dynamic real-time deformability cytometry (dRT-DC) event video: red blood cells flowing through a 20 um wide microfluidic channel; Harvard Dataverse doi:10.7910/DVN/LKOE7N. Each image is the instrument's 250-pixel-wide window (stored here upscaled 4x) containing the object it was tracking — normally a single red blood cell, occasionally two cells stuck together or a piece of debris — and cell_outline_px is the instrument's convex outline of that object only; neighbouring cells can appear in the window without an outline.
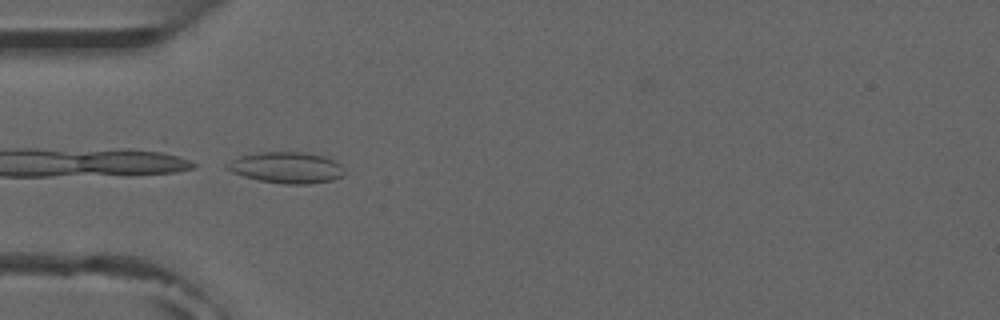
{"species": "common noctule bat (a hibernating species)", "species_latin": "Nyctalus noctula", "temperature_condition": "room temperature", "stored_images_in_passage": 4, "camera_frame_rate_fps": 3000, "um_per_image_px": 0.085, "animal": {"sex": "male", "forearm_length_mm": 52.5}, "frame": {"image": 1, "passage_image": 3, "time_ms": 2.333, "image_size_px": [1000, 320], "cell_outline_px": [[344, 172], [340, 176], [332, 180], [308, 184], [284, 184], [260, 180], [244, 176], [232, 172], [224, 168], [224, 164], [240, 156], [260, 152], [308, 152], [324, 156], [340, 164]], "centroid_in_image_um": [24.32, 14.24], "position_along_channel_um": 60.7, "area_um2": 21.21}}